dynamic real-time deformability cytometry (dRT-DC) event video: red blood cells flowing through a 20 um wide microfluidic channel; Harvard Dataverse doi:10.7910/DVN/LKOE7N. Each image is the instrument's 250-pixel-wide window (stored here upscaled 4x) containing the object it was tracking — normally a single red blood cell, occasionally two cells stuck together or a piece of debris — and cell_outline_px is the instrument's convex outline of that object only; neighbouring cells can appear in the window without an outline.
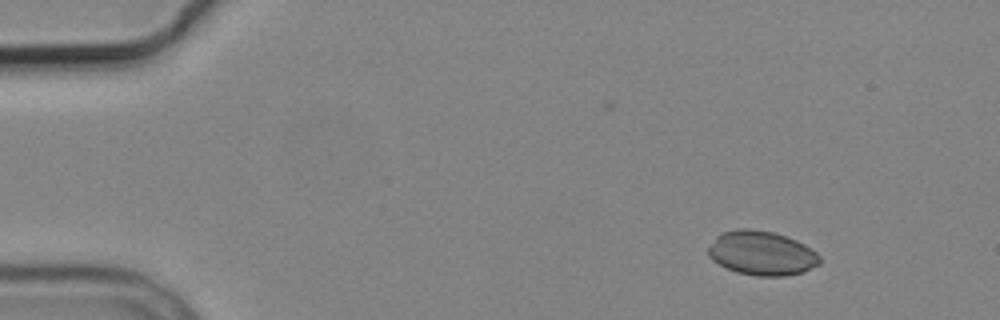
{"species": "common noctule bat (a hibernating species)", "species_latin": "Nyctalus noctula", "temperature_condition": "cold", "stored_images_in_passage": 5, "camera_frame_rate_fps": 3000, "um_per_image_px": 0.085, "animal": {"sex": "male", "body_mass_g": 19.2, "forearm_length_mm": 51.8}, "frame": {"image": 1, "passage_image": 1, "time_ms": 0.0, "image_size_px": [1000, 320], "cell_outline_px": [[820, 264], [804, 272], [784, 276], [756, 276], [736, 272], [712, 260], [708, 256], [708, 248], [716, 236], [724, 232], [736, 228], [752, 228], [772, 232], [796, 240], [804, 244], [816, 252], [820, 256]], "centroid_in_image_um": [64.75, 21.52], "position_along_channel_um": 20.3, "area_um2": 28.78}}
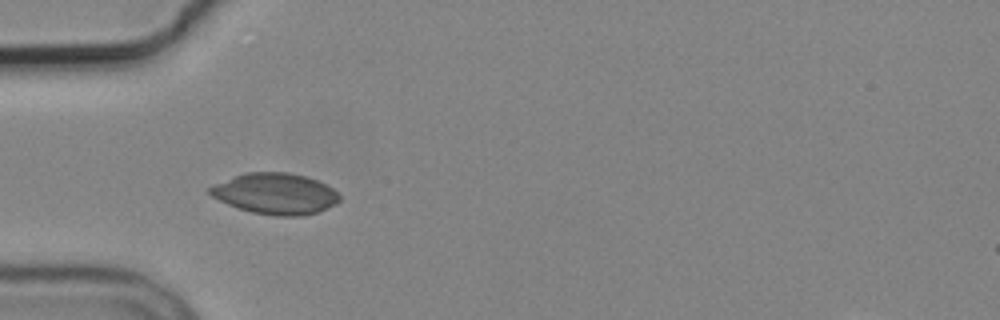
{"frame": {"image": 2, "passage_image": 4, "time_ms": 3.667, "image_size_px": [1000, 320], "cell_outline_px": [[340, 200], [336, 204], [328, 208], [316, 212], [300, 216], [276, 216], [252, 212], [228, 204], [212, 196], [208, 192], [208, 188], [212, 184], [244, 172], [288, 172], [304, 176], [316, 180], [332, 188], [340, 196]], "centroid_in_image_um": [23.38, 16.45], "position_along_channel_um": 61.6, "area_um2": 30.92}}
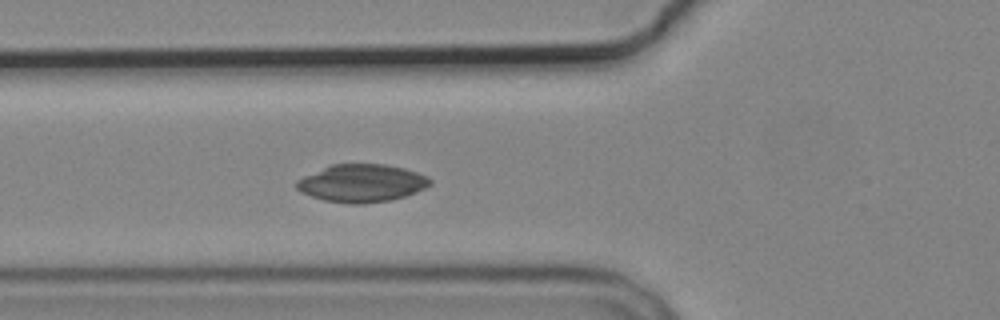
{"frame": {"image": 3, "passage_image": 5, "time_ms": 4.667, "image_size_px": [1000, 320], "cell_outline_px": [[432, 184], [416, 192], [392, 200], [360, 204], [348, 204], [324, 200], [300, 192], [296, 188], [296, 180], [304, 176], [332, 164], [384, 164], [404, 168], [428, 176], [432, 180]], "centroid_in_image_um": [30.76, 15.57], "position_along_channel_um": 95.0, "area_um2": 29.36}}